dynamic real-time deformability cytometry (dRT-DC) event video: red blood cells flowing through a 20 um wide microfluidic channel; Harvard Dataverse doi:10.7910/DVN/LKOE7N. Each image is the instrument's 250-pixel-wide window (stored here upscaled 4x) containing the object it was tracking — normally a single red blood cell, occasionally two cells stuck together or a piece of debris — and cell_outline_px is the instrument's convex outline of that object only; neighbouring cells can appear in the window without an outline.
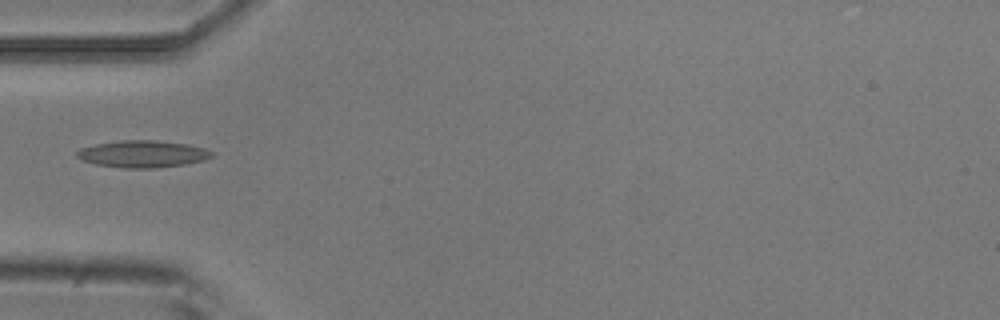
{"species": "common noctule bat (a hibernating species)", "species_latin": "Nyctalus noctula", "temperature_condition": "room temperature", "stored_images_in_passage": 6, "camera_frame_rate_fps": 3000, "um_per_image_px": 0.085, "animal": {"sex": "male", "body_mass_g": 20.5, "forearm_length_mm": 52.5}, "frame": {"image": 1, "passage_image": 5, "time_ms": 1.333, "image_size_px": [1000, 320], "cell_outline_px": [[212, 156], [204, 160], [184, 164], [152, 168], [124, 168], [96, 164], [84, 160], [76, 156], [76, 152], [80, 148], [96, 144], [120, 140], [156, 140], [188, 144], [204, 148], [212, 152]], "centroid_in_image_um": [12.12, 13.08], "position_along_channel_um": 72.9, "area_um2": 21.04}}
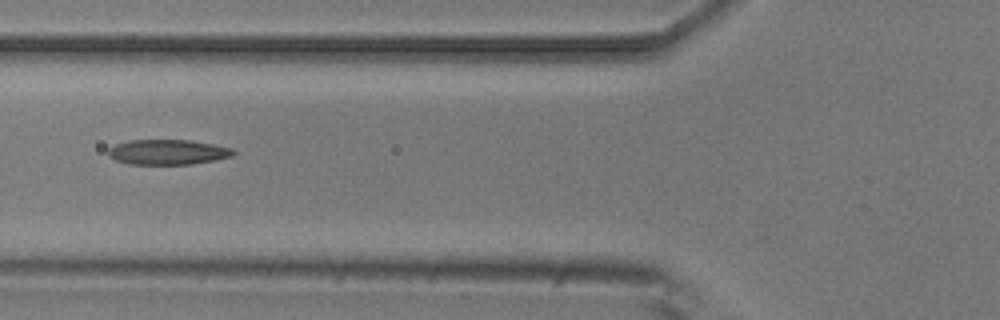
{"frame": {"image": 2, "passage_image": 6, "time_ms": 1.667, "image_size_px": [1000, 320], "cell_outline_px": [[236, 152], [232, 156], [216, 160], [192, 164], [128, 164], [116, 160], [108, 156], [108, 148], [116, 144], [128, 140], [192, 140], [232, 148]], "centroid_in_image_um": [14.25, 12.92], "position_along_channel_um": 111.5, "area_um2": 18.38}}